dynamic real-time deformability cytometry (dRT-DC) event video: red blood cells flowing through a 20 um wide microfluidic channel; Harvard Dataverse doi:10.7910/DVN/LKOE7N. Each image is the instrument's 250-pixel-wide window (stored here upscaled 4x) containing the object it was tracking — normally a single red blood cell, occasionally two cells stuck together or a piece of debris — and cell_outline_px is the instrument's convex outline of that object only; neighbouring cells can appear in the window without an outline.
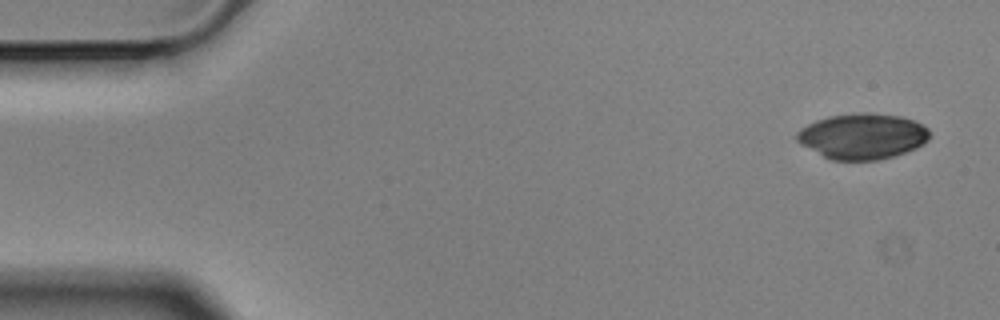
{"species": "Egyptian fruit bat (a non-hibernating species)", "species_latin": "Rousettus aegyptiacus", "temperature_condition": "cold", "stored_images_in_passage": 4, "camera_frame_rate_fps": 3000, "um_per_image_px": 0.085, "animal": {"sex": "male"}, "frame": {"image": 1, "passage_image": 1, "time_ms": 0.0, "image_size_px": [1000, 320], "cell_outline_px": [[928, 140], [924, 144], [916, 148], [892, 156], [876, 160], [832, 160], [800, 144], [796, 140], [796, 132], [800, 128], [816, 120], [828, 116], [864, 112], [868, 112], [900, 116], [912, 120], [928, 128]], "centroid_in_image_um": [73.28, 11.57], "position_along_channel_um": 11.7, "area_um2": 35.14}}